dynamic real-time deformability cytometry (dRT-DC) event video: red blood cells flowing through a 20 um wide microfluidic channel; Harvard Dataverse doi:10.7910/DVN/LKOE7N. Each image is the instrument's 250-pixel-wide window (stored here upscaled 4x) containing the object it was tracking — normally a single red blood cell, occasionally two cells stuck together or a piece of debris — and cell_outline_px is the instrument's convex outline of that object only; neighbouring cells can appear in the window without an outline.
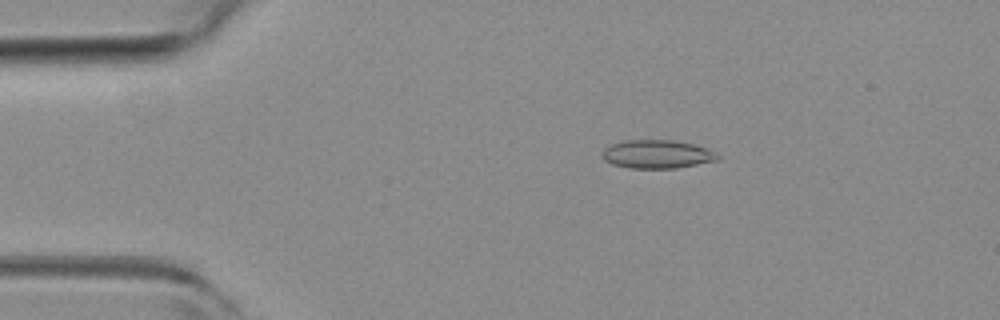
{"species": "common noctule bat (a hibernating species)", "species_latin": "Nyctalus noctula", "temperature_condition": "room temperature", "stored_images_in_passage": 4, "camera_frame_rate_fps": 3000, "um_per_image_px": 0.085, "animal": {"sex": "female", "body_mass_g": 19.3, "forearm_length_mm": 54.1}, "frame": {"image": 1, "passage_image": 3, "time_ms": 0.667, "image_size_px": [1000, 320], "cell_outline_px": [[720, 156], [716, 160], [676, 168], [628, 168], [612, 164], [604, 160], [604, 148], [612, 144], [624, 140], [672, 140], [692, 144], [716, 152]], "centroid_in_image_um": [55.83, 13.11], "position_along_channel_um": 29.2, "area_um2": 18.84}}